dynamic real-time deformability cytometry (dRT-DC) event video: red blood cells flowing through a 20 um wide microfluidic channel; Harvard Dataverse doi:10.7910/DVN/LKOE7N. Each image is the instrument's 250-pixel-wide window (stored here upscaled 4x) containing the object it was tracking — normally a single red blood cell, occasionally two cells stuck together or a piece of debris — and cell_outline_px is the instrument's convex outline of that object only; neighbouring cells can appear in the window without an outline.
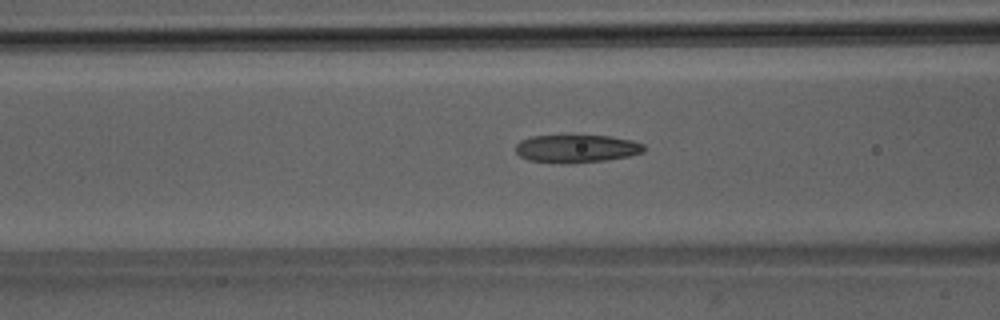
{"species": "Egyptian fruit bat (a non-hibernating species)", "species_latin": "Rousettus aegyptiacus", "temperature_condition": "room temperature", "stored_images_in_passage": 6, "camera_frame_rate_fps": 3000, "um_per_image_px": 0.085, "animal": {"sex": "male"}, "frame": {"image": 1, "passage_image": 6, "time_ms": 6.0, "image_size_px": [1000, 320], "cell_outline_px": [[644, 152], [628, 156], [608, 160], [572, 164], [560, 164], [528, 160], [520, 156], [516, 152], [516, 144], [520, 140], [532, 136], [608, 136], [632, 140], [644, 144]], "centroid_in_image_um": [48.99, 12.65], "position_along_channel_um": 117.6, "area_um2": 21.04}}